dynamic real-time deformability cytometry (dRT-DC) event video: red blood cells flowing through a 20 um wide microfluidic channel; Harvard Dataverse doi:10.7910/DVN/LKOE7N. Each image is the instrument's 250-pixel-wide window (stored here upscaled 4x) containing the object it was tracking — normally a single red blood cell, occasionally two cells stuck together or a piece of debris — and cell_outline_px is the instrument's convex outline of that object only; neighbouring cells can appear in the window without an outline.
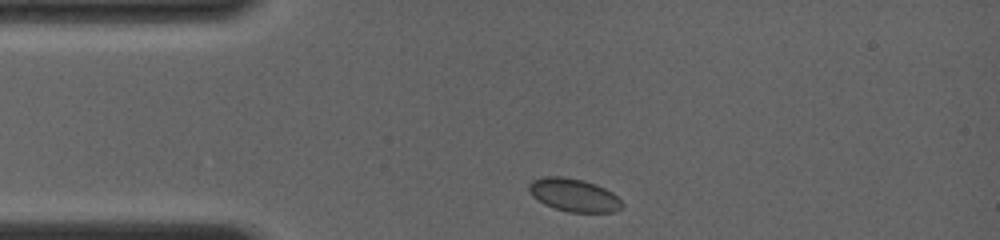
{"species": "common noctule bat (a hibernating species)", "species_latin": "Nyctalus noctula", "temperature_condition": "room temperature", "stored_images_in_passage": 11, "camera_frame_rate_fps": 4000, "um_per_image_px": 0.085, "animal": {"sex": "female", "body_mass_g": 19.0, "forearm_length_mm": 56.7}, "frame": {"image": 1, "passage_image": 1, "time_ms": 0.0, "image_size_px": [1000, 240], "cell_outline_px": [[624, 204], [620, 208], [612, 212], [568, 212], [544, 204], [532, 196], [528, 192], [528, 184], [532, 180], [544, 176], [564, 176], [584, 180], [596, 184], [612, 192]], "centroid_in_image_um": [48.74, 16.56], "position_along_channel_um": 36.3, "area_um2": 17.98}}
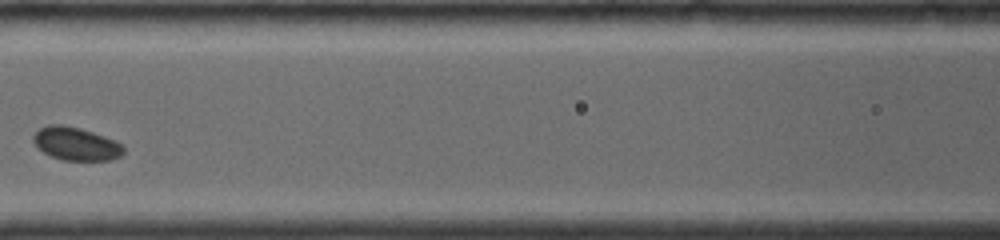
{"frame": {"image": 2, "passage_image": 7, "time_ms": 3.75, "image_size_px": [1000, 240], "cell_outline_px": [[124, 152], [120, 156], [112, 160], [64, 160], [52, 156], [44, 152], [32, 140], [32, 136], [40, 128], [48, 124], [64, 124], [80, 128], [116, 140], [124, 144]], "centroid_in_image_um": [6.49, 12.21], "position_along_channel_um": 160.1, "area_um2": 17.46}}
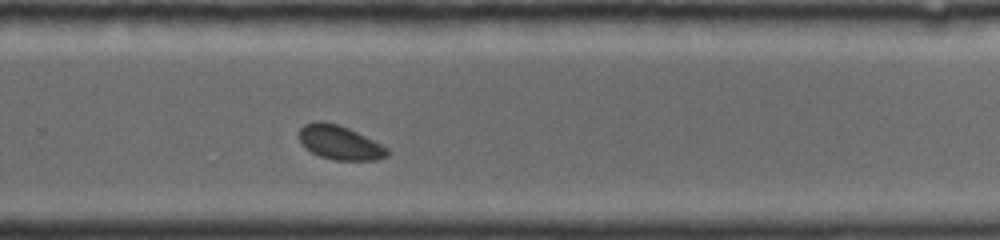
{"frame": {"image": 3, "passage_image": 11, "time_ms": 7.25, "image_size_px": [1000, 240], "cell_outline_px": [[388, 156], [380, 160], [332, 160], [320, 156], [312, 152], [300, 140], [300, 128], [304, 124], [320, 120], [340, 124], [388, 148]], "centroid_in_image_um": [28.9, 12.12], "position_along_channel_um": 300.9, "area_um2": 17.34}}